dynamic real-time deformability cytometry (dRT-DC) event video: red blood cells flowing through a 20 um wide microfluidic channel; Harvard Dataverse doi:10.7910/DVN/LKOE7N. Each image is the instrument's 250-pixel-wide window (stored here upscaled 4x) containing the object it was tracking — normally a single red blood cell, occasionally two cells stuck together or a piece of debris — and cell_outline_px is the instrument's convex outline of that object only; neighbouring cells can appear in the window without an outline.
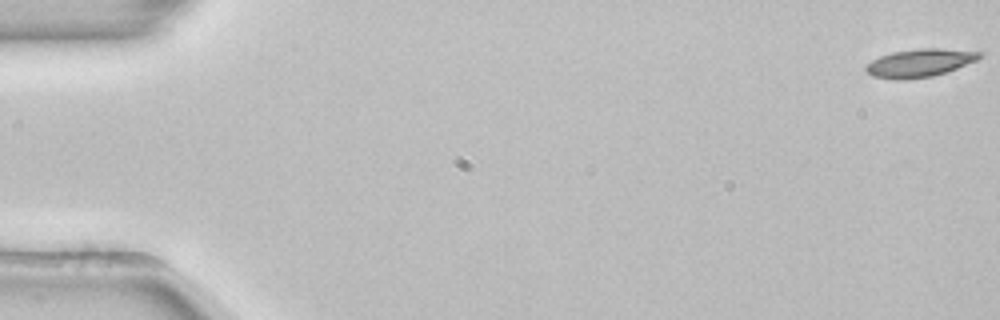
{"species": "common noctule bat (a hibernating species)", "species_latin": "Nyctalus noctula", "temperature_condition": "room temperature", "stored_images_in_passage": 54, "camera_frame_rate_fps": 3000, "um_per_image_px": 0.085, "animal": {"sex": "female", "body_mass_g": 22.7, "forearm_length_mm": 54.2}, "frame": {"image": 1, "passage_image": 1, "time_ms": 0.0, "image_size_px": [1000, 320], "cell_outline_px": [[984, 56], [976, 60], [956, 68], [932, 76], [904, 80], [896, 80], [872, 76], [864, 68], [864, 64], [880, 56], [892, 52], [916, 48], [940, 48], [984, 52]], "centroid_in_image_um": [78.15, 5.34], "position_along_channel_um": 6.9, "area_um2": 18.67}}
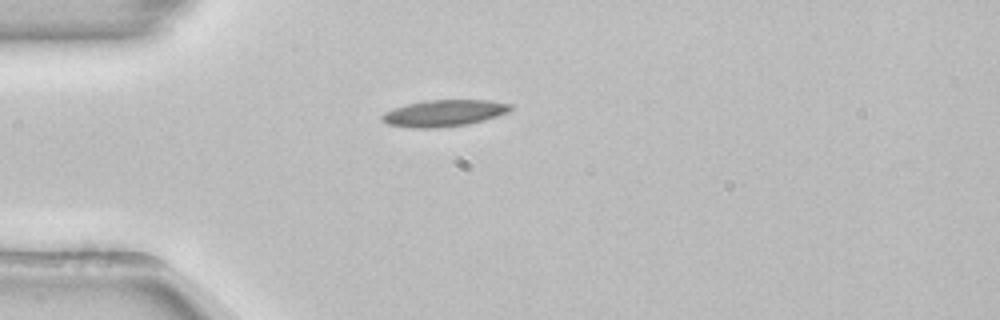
{"frame": {"image": 2, "passage_image": 15, "time_ms": 4.667, "image_size_px": [1000, 320], "cell_outline_px": [[512, 108], [508, 112], [484, 120], [468, 124], [436, 128], [412, 128], [388, 124], [380, 120], [380, 116], [384, 112], [408, 104], [432, 100], [488, 100], [512, 104]], "centroid_in_image_um": [37.74, 9.62], "position_along_channel_um": 47.3, "area_um2": 19.77}}
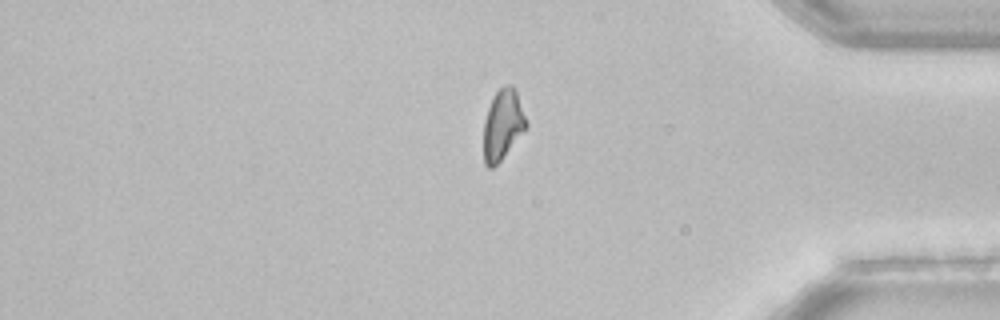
{"frame": {"image": 3, "passage_image": 45, "time_ms": 14.667, "image_size_px": [1000, 320], "cell_outline_px": [[528, 128], [500, 160], [492, 168], [488, 168], [484, 164], [484, 120], [488, 108], [496, 92], [504, 84], [512, 84], [516, 92], [528, 124]], "centroid_in_image_um": [42.74, 10.6], "position_along_channel_um": 392.5, "area_um2": 17.34}, "authors_computed_cell_mechanics": {"area_um2": 18.4382, "velocity_mm_per_s": 3.8776, "shape_relaxation_time_tau1_ms": 4.6424, "shape_relaxation_time_tau2_ms": null, "deformation_change_tau1": 0.1258, "deformation_change_tau2": null}}